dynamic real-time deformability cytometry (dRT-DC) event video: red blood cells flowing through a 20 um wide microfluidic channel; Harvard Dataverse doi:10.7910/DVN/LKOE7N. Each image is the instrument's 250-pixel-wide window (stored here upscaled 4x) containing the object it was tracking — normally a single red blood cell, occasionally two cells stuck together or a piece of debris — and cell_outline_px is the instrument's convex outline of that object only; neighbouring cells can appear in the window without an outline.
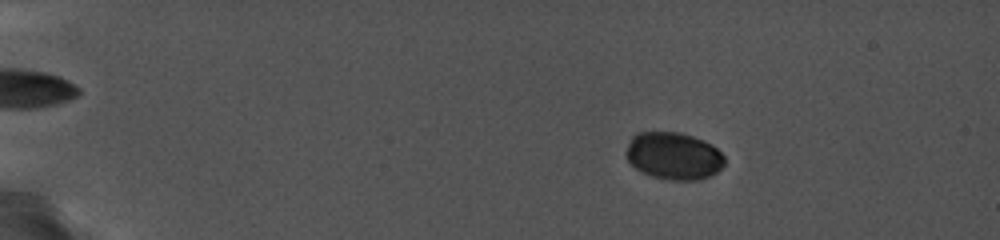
{"species": "common noctule bat (a hibernating species)", "species_latin": "Nyctalus noctula", "temperature_condition": "cold", "stored_images_in_passage": 18, "camera_frame_rate_fps": 5000, "um_per_image_px": 0.085, "animal": {"sex": "female", "body_mass_g": 19.0, "forearm_length_mm": 56.7}, "frame": {"image": 1, "passage_image": 5, "time_ms": 2.8, "image_size_px": [1000, 240], "cell_outline_px": [[724, 164], [716, 172], [708, 176], [692, 180], [676, 180], [652, 176], [636, 168], [628, 160], [628, 144], [632, 136], [636, 132], [680, 132], [704, 140], [712, 144], [724, 156]], "centroid_in_image_um": [57.27, 13.22], "position_along_channel_um": 27.7, "area_um2": 26.7}}
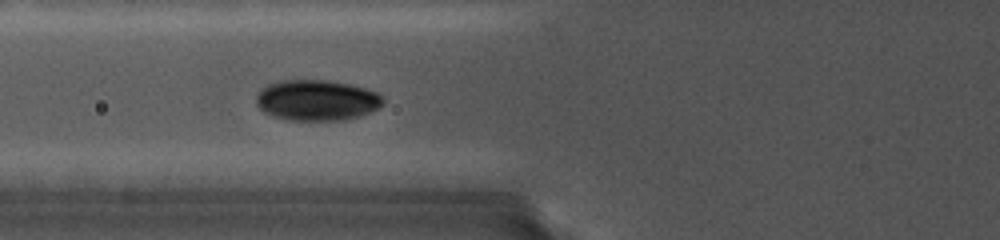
{"frame": {"image": 2, "passage_image": 12, "time_ms": 7.6, "image_size_px": [1000, 240], "cell_outline_px": [[384, 104], [380, 108], [360, 116], [344, 120], [288, 120], [272, 116], [264, 112], [256, 104], [256, 96], [260, 88], [268, 84], [280, 80], [328, 80], [348, 84], [364, 88], [376, 92], [384, 100]], "centroid_in_image_um": [26.91, 8.52], "position_along_channel_um": 98.9, "area_um2": 30.29}}
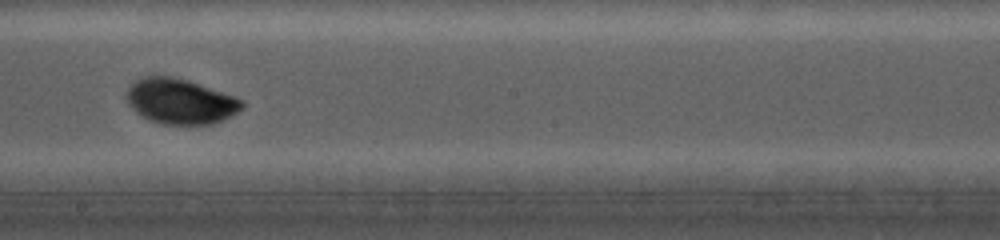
{"frame": {"image": 3, "passage_image": 17, "time_ms": 11.2, "image_size_px": [1000, 240], "cell_outline_px": [[244, 104], [236, 112], [212, 124], [164, 124], [148, 120], [136, 112], [128, 104], [124, 96], [128, 88], [140, 76], [172, 76], [188, 80], [232, 96], [240, 100]], "centroid_in_image_um": [15.23, 8.6], "position_along_channel_um": 233.0, "area_um2": 30.06}}